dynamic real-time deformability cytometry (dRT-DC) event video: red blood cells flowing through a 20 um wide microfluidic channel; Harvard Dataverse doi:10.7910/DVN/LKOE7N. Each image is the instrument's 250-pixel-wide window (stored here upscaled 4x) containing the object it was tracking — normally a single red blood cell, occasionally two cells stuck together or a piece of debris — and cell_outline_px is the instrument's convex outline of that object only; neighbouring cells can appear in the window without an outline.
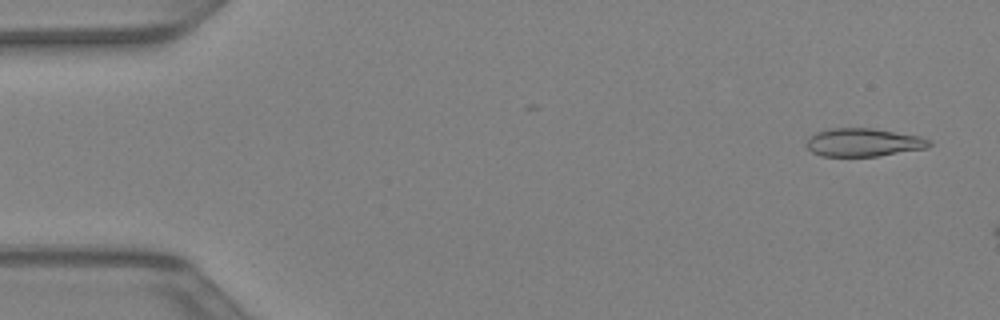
{"species": "Egyptian fruit bat (a non-hibernating species)", "species_latin": "Rousettus aegyptiacus", "temperature_condition": "warm", "stored_images_in_passage": 8, "camera_frame_rate_fps": 3000, "um_per_image_px": 0.085, "animal": {"sex": "female"}, "frame": {"image": 1, "passage_image": 2, "time_ms": 0.333, "image_size_px": [1000, 320], "cell_outline_px": [[932, 144], [924, 148], [876, 156], [820, 156], [812, 152], [804, 144], [816, 132], [832, 128], [876, 128], [920, 136], [928, 140]], "centroid_in_image_um": [73.36, 12.09], "position_along_channel_um": 11.6, "area_um2": 20.0}}